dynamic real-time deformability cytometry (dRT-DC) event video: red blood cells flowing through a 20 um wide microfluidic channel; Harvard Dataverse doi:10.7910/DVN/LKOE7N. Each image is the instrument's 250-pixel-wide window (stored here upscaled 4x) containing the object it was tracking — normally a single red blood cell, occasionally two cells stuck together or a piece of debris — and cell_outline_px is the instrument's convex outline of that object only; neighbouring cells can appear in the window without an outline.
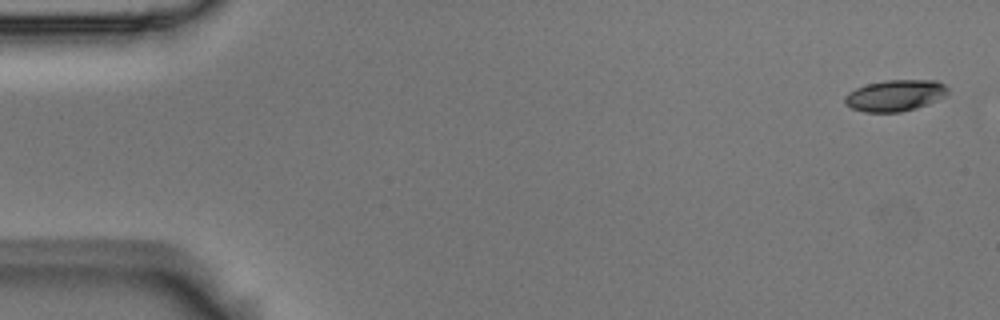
{"species": "Egyptian fruit bat (a non-hibernating species)", "species_latin": "Rousettus aegyptiacus", "temperature_condition": "room temperature", "stored_images_in_passage": 5, "camera_frame_rate_fps": 3000, "um_per_image_px": 0.085, "animal": {"sex": "male"}, "frame": {"image": 1, "passage_image": 1, "time_ms": 0.0, "image_size_px": [1000, 320], "cell_outline_px": [[948, 96], [928, 104], [916, 108], [900, 112], [864, 112], [852, 108], [844, 104], [844, 96], [848, 92], [856, 88], [868, 84], [884, 80], [936, 80], [944, 84], [948, 88]], "centroid_in_image_um": [76.1, 8.11], "position_along_channel_um": 8.9, "area_um2": 19.02}}
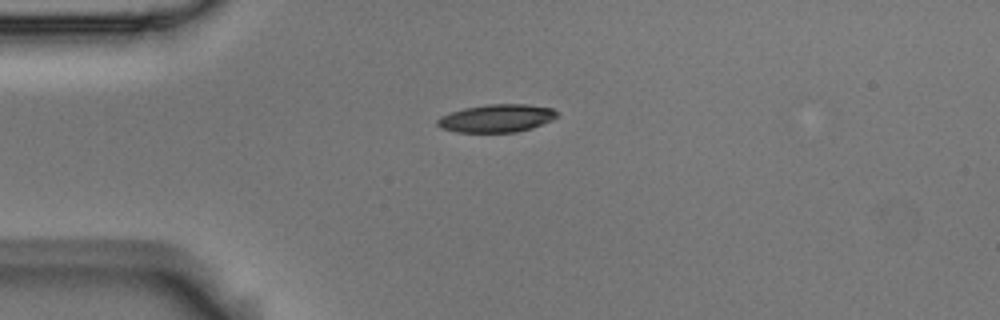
{"frame": {"image": 2, "passage_image": 3, "time_ms": 0.667, "image_size_px": [1000, 320], "cell_outline_px": [[556, 116], [552, 120], [532, 128], [516, 132], [456, 132], [440, 128], [436, 124], [436, 120], [440, 116], [464, 108], [488, 104], [528, 104], [552, 108], [556, 112]], "centroid_in_image_um": [42.18, 10.05], "position_along_channel_um": 42.8, "area_um2": 19.42}}
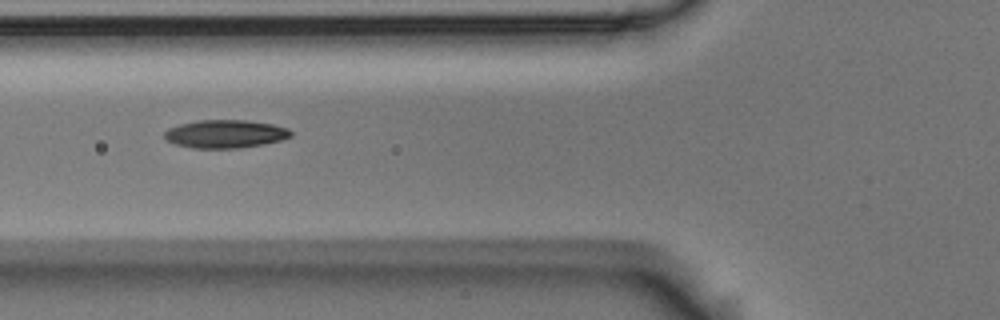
{"frame": {"image": 3, "passage_image": 5, "time_ms": 1.333, "image_size_px": [1000, 320], "cell_outline_px": [[292, 136], [280, 140], [264, 144], [240, 148], [192, 148], [176, 144], [164, 140], [164, 132], [168, 128], [180, 124], [196, 120], [244, 120], [272, 124], [288, 128], [292, 132]], "centroid_in_image_um": [19.12, 11.38], "position_along_channel_um": 106.7, "area_um2": 20.81}}